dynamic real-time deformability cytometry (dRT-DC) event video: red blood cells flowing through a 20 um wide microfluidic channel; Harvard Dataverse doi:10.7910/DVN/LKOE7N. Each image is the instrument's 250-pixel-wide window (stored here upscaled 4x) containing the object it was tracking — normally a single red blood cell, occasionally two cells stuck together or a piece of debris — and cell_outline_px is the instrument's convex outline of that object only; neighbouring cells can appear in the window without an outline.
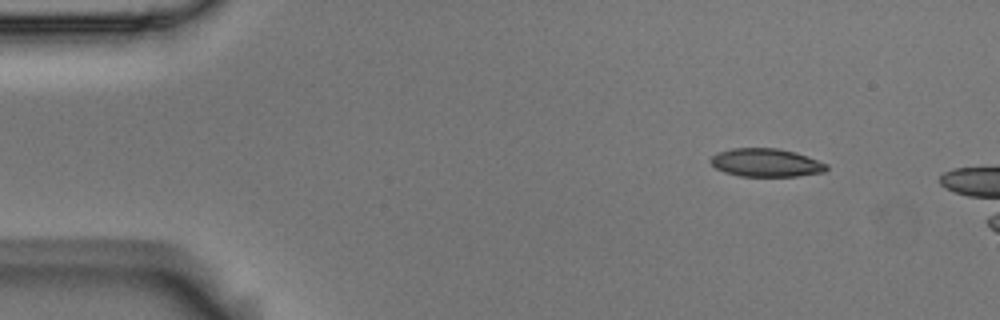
{"species": "Egyptian fruit bat (a non-hibernating species)", "species_latin": "Rousettus aegyptiacus", "temperature_condition": "room temperature", "stored_images_in_passage": 9, "camera_frame_rate_fps": 3000, "um_per_image_px": 0.085, "animal": {"sex": "male"}, "frame": {"image": 1, "passage_image": 1, "time_ms": 0.0, "image_size_px": [1000, 320], "cell_outline_px": [[828, 168], [824, 172], [796, 176], [740, 176], [724, 172], [716, 168], [708, 160], [716, 152], [732, 148], [776, 148], [796, 152], [808, 156], [828, 164]], "centroid_in_image_um": [65.1, 13.82], "position_along_channel_um": 19.9, "area_um2": 19.19}}
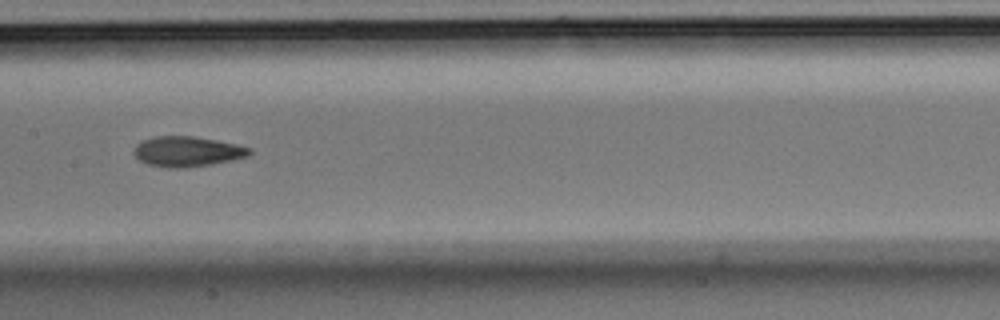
{"frame": {"image": 2, "passage_image": 7, "time_ms": 2.0, "image_size_px": [1000, 320], "cell_outline_px": [[252, 152], [248, 156], [232, 160], [212, 164], [184, 168], [168, 168], [148, 164], [140, 160], [132, 152], [136, 144], [152, 136], [196, 136], [236, 144], [252, 148]], "centroid_in_image_um": [15.92, 12.87], "position_along_channel_um": 191.5, "area_um2": 20.46}}
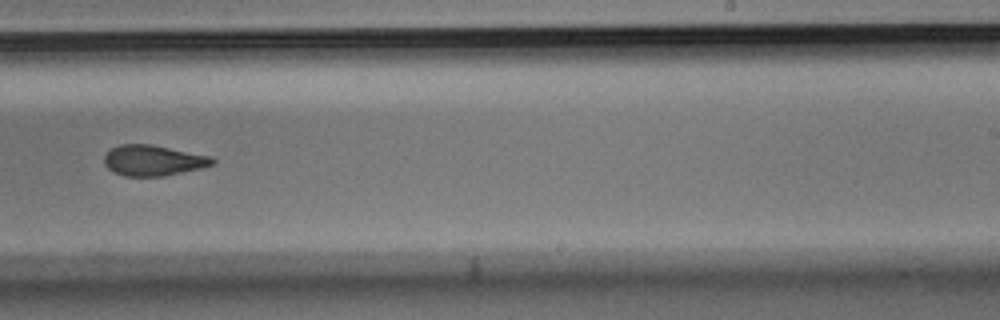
{"frame": {"image": 3, "passage_image": 9, "time_ms": 2.667, "image_size_px": [1000, 320], "cell_outline_px": [[216, 160], [212, 164], [200, 168], [164, 176], [124, 176], [108, 168], [104, 164], [104, 156], [112, 148], [120, 144], [152, 144], [212, 156]], "centroid_in_image_um": [13.03, 13.62], "position_along_channel_um": 276.0, "area_um2": 19.25}}